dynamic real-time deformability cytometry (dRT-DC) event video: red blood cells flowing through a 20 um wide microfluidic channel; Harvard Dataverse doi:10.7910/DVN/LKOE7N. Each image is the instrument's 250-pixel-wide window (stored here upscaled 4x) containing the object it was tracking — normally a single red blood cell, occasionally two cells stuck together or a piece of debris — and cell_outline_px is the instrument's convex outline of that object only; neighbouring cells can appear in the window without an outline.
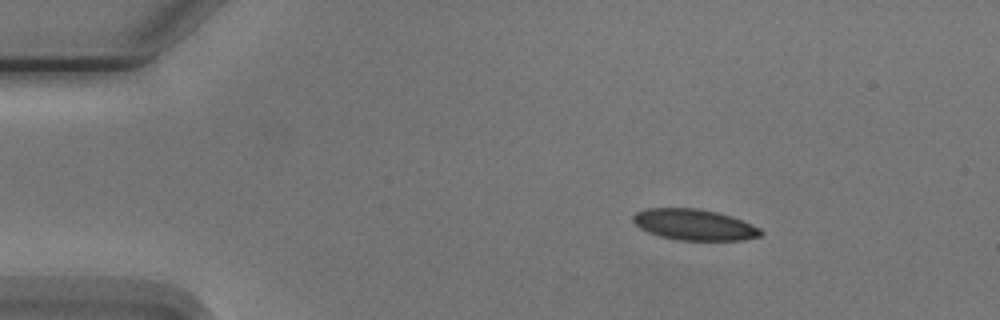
{"species": "Egyptian fruit bat (a non-hibernating species)", "species_latin": "Rousettus aegyptiacus", "temperature_condition": "cold", "stored_images_in_passage": 3, "camera_frame_rate_fps": 3000, "um_per_image_px": 0.085, "animal": {"sex": "male"}, "frame": {"image": 1, "passage_image": 1, "time_ms": 0.0, "image_size_px": [1000, 320], "cell_outline_px": [[764, 232], [760, 236], [744, 240], [680, 240], [660, 236], [648, 232], [640, 228], [632, 220], [632, 216], [636, 212], [644, 208], [696, 208], [716, 212], [752, 224], [760, 228]], "centroid_in_image_um": [58.99, 19.1], "position_along_channel_um": 26.0, "area_um2": 22.95}}